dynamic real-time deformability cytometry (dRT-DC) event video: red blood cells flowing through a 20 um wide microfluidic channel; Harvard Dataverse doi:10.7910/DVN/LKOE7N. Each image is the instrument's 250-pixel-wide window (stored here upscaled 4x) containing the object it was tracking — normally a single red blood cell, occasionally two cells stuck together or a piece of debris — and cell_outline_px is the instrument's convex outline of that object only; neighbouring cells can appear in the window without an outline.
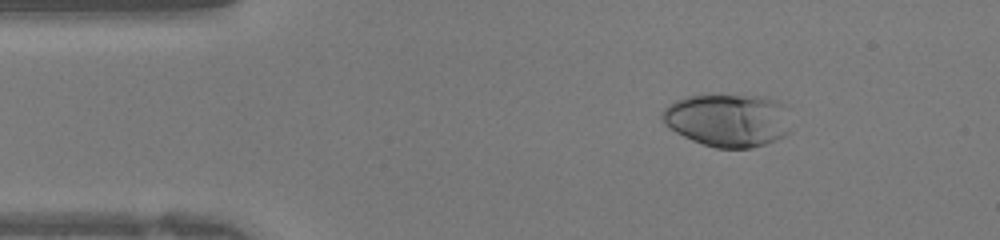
{"species": "human", "species_latin": "Homo sapiens", "temperature_condition": "warm", "stored_images_in_passage": 42, "camera_frame_rate_fps": 3000, "um_per_image_px": 0.085, "donor": {"sex": "female"}, "frame": {"image": 1, "passage_image": 6, "time_ms": 1.667, "image_size_px": [1000, 240], "cell_outline_px": [[792, 128], [784, 136], [776, 140], [752, 148], [716, 148], [692, 140], [676, 132], [664, 124], [660, 120], [660, 112], [668, 104], [684, 96], [704, 92], [764, 96], [776, 100], [784, 104]], "centroid_in_image_um": [61.84, 10.16], "position_along_channel_um": 23.2, "area_um2": 41.15}}
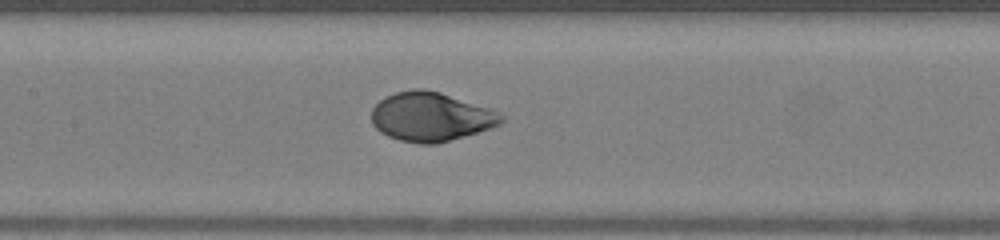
{"frame": {"image": 2, "passage_image": 19, "time_ms": 6.0, "image_size_px": [1000, 240], "cell_outline_px": [[504, 120], [500, 124], [476, 132], [436, 144], [420, 144], [400, 140], [388, 136], [380, 132], [372, 124], [372, 108], [384, 96], [396, 92], [412, 88], [424, 88], [440, 92], [492, 108], [500, 112], [504, 116]], "centroid_in_image_um": [36.61, 9.9], "position_along_channel_um": 170.8, "area_um2": 37.22}}
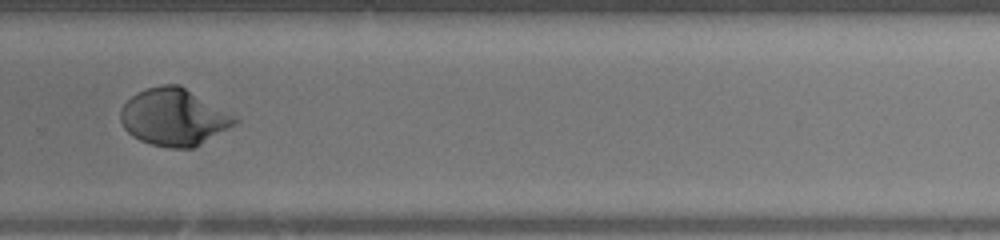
{"frame": {"image": 3, "passage_image": 28, "time_ms": 9.0, "image_size_px": [1000, 240], "cell_outline_px": [[240, 120], [236, 124], [200, 144], [192, 148], [168, 148], [152, 144], [140, 140], [132, 136], [124, 128], [120, 120], [120, 108], [136, 92], [160, 84], [180, 84], [240, 116]], "centroid_in_image_um": [14.82, 9.93], "position_along_channel_um": 315.0, "area_um2": 38.55}}